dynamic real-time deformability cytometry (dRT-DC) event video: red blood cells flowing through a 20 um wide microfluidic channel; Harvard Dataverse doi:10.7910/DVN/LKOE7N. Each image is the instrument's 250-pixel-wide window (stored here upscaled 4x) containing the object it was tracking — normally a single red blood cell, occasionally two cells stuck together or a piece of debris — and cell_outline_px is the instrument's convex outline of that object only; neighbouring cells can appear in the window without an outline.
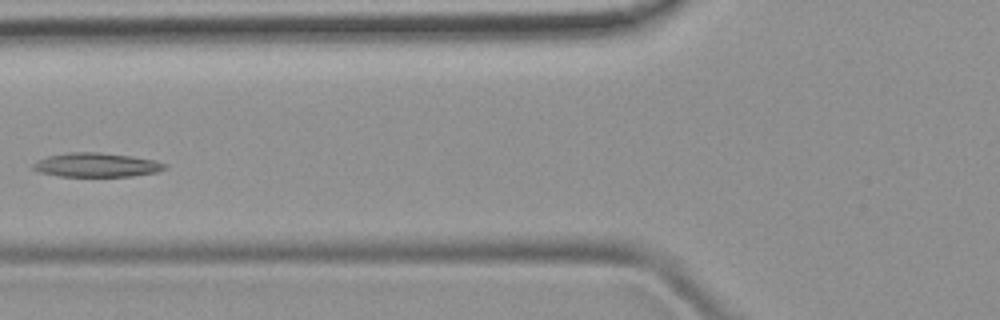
{"species": "common noctule bat (a hibernating species)", "species_latin": "Nyctalus noctula", "temperature_condition": "room temperature", "stored_images_in_passage": 5, "camera_frame_rate_fps": 3000, "um_per_image_px": 0.085, "animal": {"sex": "female", "body_mass_g": 19.9}, "frame": {"image": 1, "passage_image": 5, "time_ms": 4.333, "image_size_px": [1000, 320], "cell_outline_px": [[168, 168], [156, 172], [132, 176], [60, 176], [40, 172], [32, 168], [32, 164], [36, 160], [48, 156], [68, 152], [100, 152], [132, 156], [156, 160], [168, 164]], "centroid_in_image_um": [8.23, 14.01], "position_along_channel_um": 117.6, "area_um2": 18.61}}